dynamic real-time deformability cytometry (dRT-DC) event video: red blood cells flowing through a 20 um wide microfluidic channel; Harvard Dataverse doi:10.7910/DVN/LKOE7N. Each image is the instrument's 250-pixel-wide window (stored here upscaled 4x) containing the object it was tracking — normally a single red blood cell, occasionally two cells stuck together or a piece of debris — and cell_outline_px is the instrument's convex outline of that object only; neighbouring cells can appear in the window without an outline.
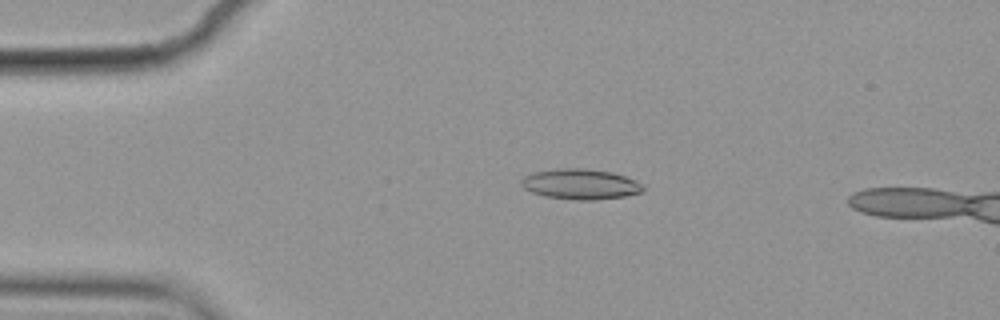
{"species": "common noctule bat (a hibernating species)", "species_latin": "Nyctalus noctula", "temperature_condition": "cold", "stored_images_in_passage": 47, "camera_frame_rate_fps": 3000, "um_per_image_px": 0.085, "animal": {"sex": "female", "body_mass_g": 19.9}, "frame": {"image": 1, "passage_image": 11, "time_ms": 3.333, "image_size_px": [1000, 320], "cell_outline_px": [[644, 188], [640, 192], [624, 196], [592, 200], [576, 200], [544, 196], [532, 192], [524, 188], [520, 184], [520, 180], [524, 176], [536, 172], [556, 168], [580, 168], [612, 172], [636, 180]], "centroid_in_image_um": [49.3, 15.65], "position_along_channel_um": 35.7, "area_um2": 21.39}}
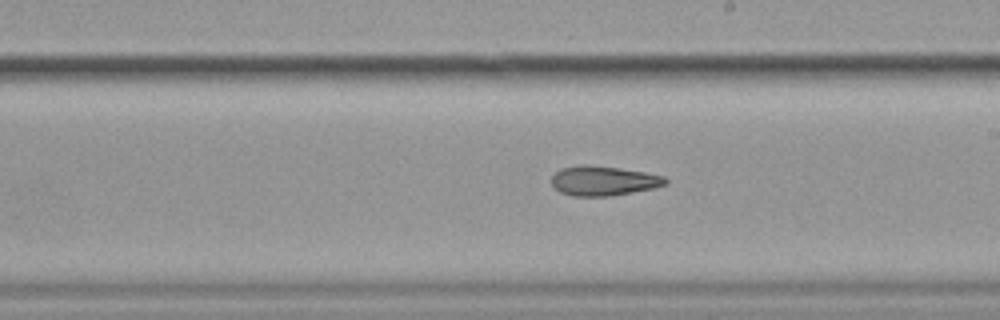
{"frame": {"image": 2, "passage_image": 31, "time_ms": 10.0, "image_size_px": [1000, 320], "cell_outline_px": [[668, 180], [664, 184], [652, 188], [612, 196], [572, 196], [560, 192], [552, 184], [552, 176], [560, 168], [580, 164], [588, 164], [620, 168], [644, 172], [664, 176]], "centroid_in_image_um": [51.25, 15.36], "position_along_channel_um": 237.7, "area_um2": 19.65}}
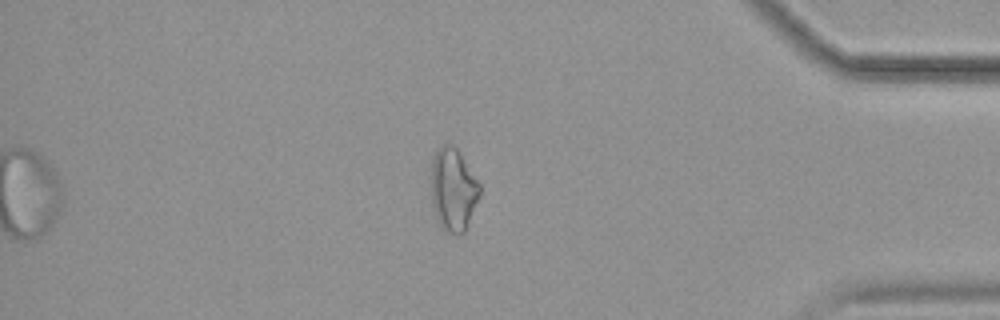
{"frame": {"image": 3, "passage_image": 47, "time_ms": 15.333, "image_size_px": [1000, 320], "cell_outline_px": [[480, 196], [464, 232], [456, 236], [444, 232], [440, 228], [436, 220], [432, 204], [432, 156], [436, 148], [444, 144], [452, 144], [456, 148], [480, 184]], "centroid_in_image_um": [38.5, 16.15], "position_along_channel_um": 396.7, "area_um2": 23.64}, "authors_computed_cell_mechanics": {"area_um2": 20.3456, "velocity_mm_per_s": 3.568, "shape_relaxation_time_tau1_ms": null, "shape_relaxation_time_tau2_ms": 8.1355, "deformation_change_tau1": null, "deformation_change_tau2": 0.1771}}